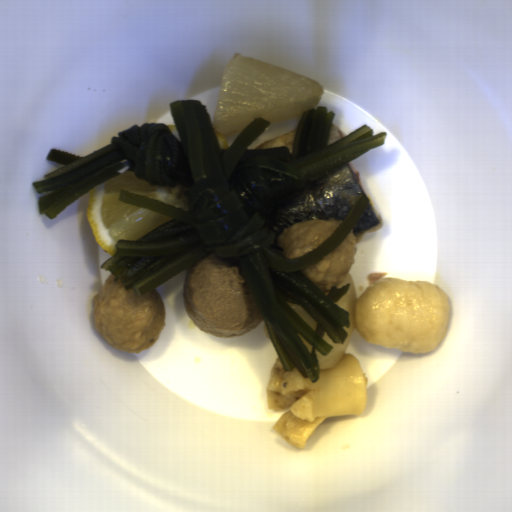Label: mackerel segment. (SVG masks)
Segmentation results:
<instances>
[{
  "instance_id": "14911b7f",
  "label": "mackerel segment",
  "mask_w": 512,
  "mask_h": 512,
  "mask_svg": "<svg viewBox=\"0 0 512 512\" xmlns=\"http://www.w3.org/2000/svg\"><path fill=\"white\" fill-rule=\"evenodd\" d=\"M363 193L348 161L308 188L278 202L267 227L274 230L277 238L295 223L331 218L343 221Z\"/></svg>"
},
{
  "instance_id": "c1d32c5f",
  "label": "mackerel segment",
  "mask_w": 512,
  "mask_h": 512,
  "mask_svg": "<svg viewBox=\"0 0 512 512\" xmlns=\"http://www.w3.org/2000/svg\"><path fill=\"white\" fill-rule=\"evenodd\" d=\"M381 224L382 218L368 204L352 227L357 241L362 235L379 228Z\"/></svg>"
},
{
  "instance_id": "6d7dc2dc",
  "label": "mackerel segment",
  "mask_w": 512,
  "mask_h": 512,
  "mask_svg": "<svg viewBox=\"0 0 512 512\" xmlns=\"http://www.w3.org/2000/svg\"><path fill=\"white\" fill-rule=\"evenodd\" d=\"M297 128L298 126L282 134L269 138L268 140L254 148V150L266 149L273 146H285L293 154L294 139L297 132Z\"/></svg>"
},
{
  "instance_id": "84c3c5a1",
  "label": "mackerel segment",
  "mask_w": 512,
  "mask_h": 512,
  "mask_svg": "<svg viewBox=\"0 0 512 512\" xmlns=\"http://www.w3.org/2000/svg\"><path fill=\"white\" fill-rule=\"evenodd\" d=\"M344 139L341 130L332 122L329 137H328V145L334 144L340 140Z\"/></svg>"
}]
</instances>
